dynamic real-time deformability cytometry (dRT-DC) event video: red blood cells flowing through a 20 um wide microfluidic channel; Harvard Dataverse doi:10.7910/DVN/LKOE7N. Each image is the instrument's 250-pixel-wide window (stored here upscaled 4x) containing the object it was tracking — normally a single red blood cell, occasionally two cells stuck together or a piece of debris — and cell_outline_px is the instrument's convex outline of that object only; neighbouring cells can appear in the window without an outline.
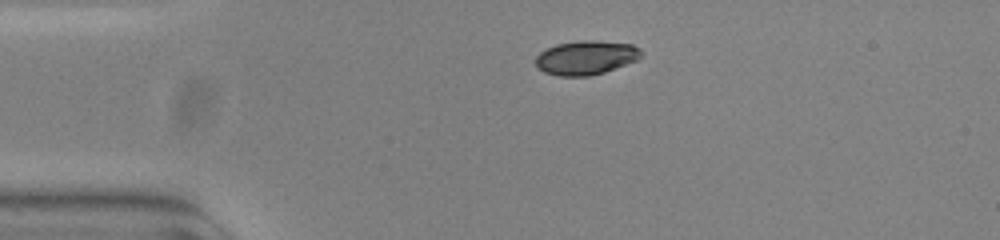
{"species": "common noctule bat (a hibernating species)", "species_latin": "Nyctalus noctula", "temperature_condition": "warm", "stored_images_in_passage": 43, "camera_frame_rate_fps": 3000, "um_per_image_px": 0.085, "animal": {"sex": "female", "body_mass_g": 23.0, "forearm_length_mm": 53.4}, "frame": {"image": 1, "passage_image": 1, "time_ms": 0.0, "image_size_px": [1000, 240], "cell_outline_px": [[640, 56], [636, 60], [604, 72], [588, 76], [560, 76], [544, 72], [536, 64], [536, 56], [540, 52], [556, 44], [580, 40], [596, 40], [632, 44], [640, 48]], "centroid_in_image_um": [49.8, 4.89], "position_along_channel_um": 35.2, "area_um2": 20.75}}
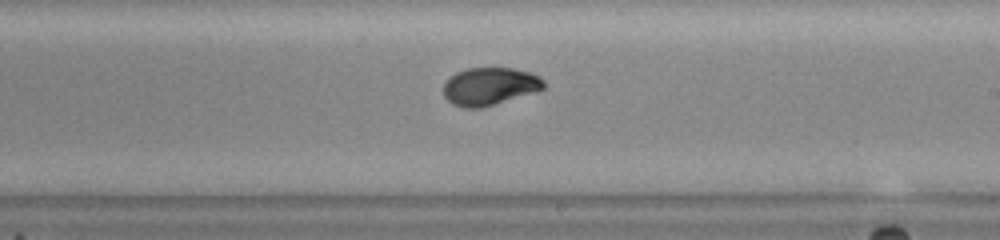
{"frame": {"image": 2, "passage_image": 21, "time_ms": 6.667, "image_size_px": [1000, 240], "cell_outline_px": [[544, 88], [532, 92], [480, 108], [464, 108], [452, 104], [444, 96], [444, 84], [456, 72], [468, 68], [512, 68], [528, 72], [540, 76], [544, 80]], "centroid_in_image_um": [41.6, 7.33], "position_along_channel_um": 247.4, "area_um2": 21.62}}
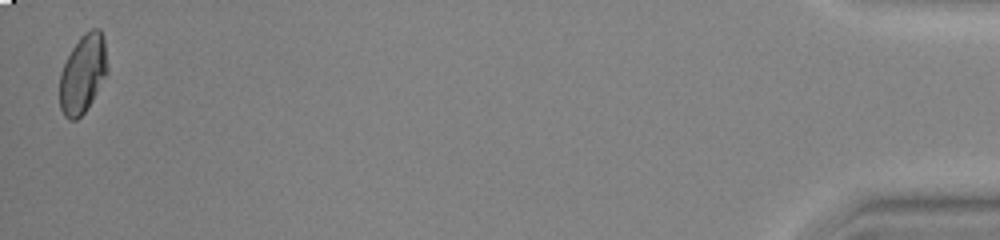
{"frame": {"image": 3, "passage_image": 43, "time_ms": 14.0, "image_size_px": [1000, 240], "cell_outline_px": [[108, 72], [92, 100], [84, 112], [76, 120], [68, 120], [64, 116], [60, 108], [60, 72], [72, 48], [80, 36], [84, 32], [92, 28], [100, 28], [104, 36], [108, 68]], "centroid_in_image_um": [7.05, 6.25], "position_along_channel_um": 428.1, "area_um2": 21.96}, "authors_computed_cell_mechanics": {"area_um2": 21.8484, "velocity_mm_per_s": 3.7747, "shape_relaxation_time_tau1_ms": 8.1871, "shape_relaxation_time_tau2_ms": null, "deformation_change_tau1": 0.2116, "deformation_change_tau2": null}}